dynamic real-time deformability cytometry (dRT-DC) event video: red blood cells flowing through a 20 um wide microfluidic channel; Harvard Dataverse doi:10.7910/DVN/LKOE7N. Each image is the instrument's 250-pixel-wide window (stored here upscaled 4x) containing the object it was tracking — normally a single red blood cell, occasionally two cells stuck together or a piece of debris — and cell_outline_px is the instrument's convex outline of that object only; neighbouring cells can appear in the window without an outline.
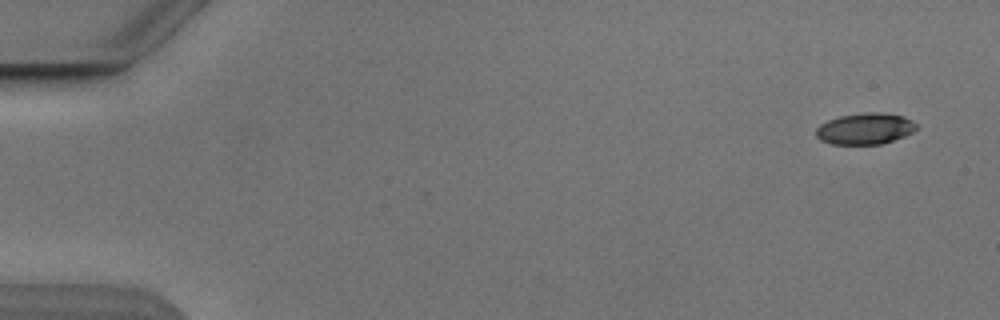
{"species": "Egyptian fruit bat (a non-hibernating species)", "species_latin": "Rousettus aegyptiacus", "temperature_condition": "cold", "stored_images_in_passage": 6, "camera_frame_rate_fps": 3000, "um_per_image_px": 0.085, "animal": {"sex": "male"}, "frame": {"image": 1, "passage_image": 1, "time_ms": 0.0, "image_size_px": [1000, 320], "cell_outline_px": [[916, 128], [912, 132], [904, 136], [880, 144], [832, 144], [820, 140], [816, 136], [816, 128], [820, 124], [828, 120], [840, 116], [864, 112], [884, 112], [904, 116], [912, 120], [916, 124]], "centroid_in_image_um": [73.52, 10.92], "position_along_channel_um": 11.5, "area_um2": 18.32}}